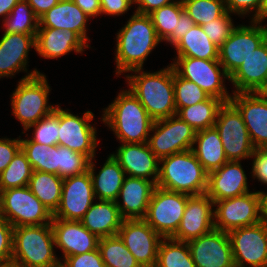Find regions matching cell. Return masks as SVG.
<instances>
[{"label":"cell","mask_w":267,"mask_h":267,"mask_svg":"<svg viewBox=\"0 0 267 267\" xmlns=\"http://www.w3.org/2000/svg\"><path fill=\"white\" fill-rule=\"evenodd\" d=\"M262 21L236 26L229 38L219 47L218 61L230 77L244 60L267 39V27Z\"/></svg>","instance_id":"8fae6325"},{"label":"cell","mask_w":267,"mask_h":267,"mask_svg":"<svg viewBox=\"0 0 267 267\" xmlns=\"http://www.w3.org/2000/svg\"><path fill=\"white\" fill-rule=\"evenodd\" d=\"M83 114L79 117L68 110H63L58 105V145L65 146L94 160L98 146L96 127L90 124L94 114L91 111Z\"/></svg>","instance_id":"4fadbf2b"},{"label":"cell","mask_w":267,"mask_h":267,"mask_svg":"<svg viewBox=\"0 0 267 267\" xmlns=\"http://www.w3.org/2000/svg\"><path fill=\"white\" fill-rule=\"evenodd\" d=\"M118 235L141 267H155L163 237L144 219L123 220Z\"/></svg>","instance_id":"2e32d148"},{"label":"cell","mask_w":267,"mask_h":267,"mask_svg":"<svg viewBox=\"0 0 267 267\" xmlns=\"http://www.w3.org/2000/svg\"><path fill=\"white\" fill-rule=\"evenodd\" d=\"M184 11L181 0L162 6L150 14L157 36L173 46V31H177L179 16Z\"/></svg>","instance_id":"74e56055"},{"label":"cell","mask_w":267,"mask_h":267,"mask_svg":"<svg viewBox=\"0 0 267 267\" xmlns=\"http://www.w3.org/2000/svg\"><path fill=\"white\" fill-rule=\"evenodd\" d=\"M116 151V154L111 155L118 161L126 176L143 178L156 184L159 159L150 150L148 143H122Z\"/></svg>","instance_id":"603a6c76"},{"label":"cell","mask_w":267,"mask_h":267,"mask_svg":"<svg viewBox=\"0 0 267 267\" xmlns=\"http://www.w3.org/2000/svg\"><path fill=\"white\" fill-rule=\"evenodd\" d=\"M98 249L105 267H141L118 234L100 238Z\"/></svg>","instance_id":"e575fe53"},{"label":"cell","mask_w":267,"mask_h":267,"mask_svg":"<svg viewBox=\"0 0 267 267\" xmlns=\"http://www.w3.org/2000/svg\"><path fill=\"white\" fill-rule=\"evenodd\" d=\"M187 244L195 267H235L228 232L213 229Z\"/></svg>","instance_id":"d6986e66"},{"label":"cell","mask_w":267,"mask_h":267,"mask_svg":"<svg viewBox=\"0 0 267 267\" xmlns=\"http://www.w3.org/2000/svg\"><path fill=\"white\" fill-rule=\"evenodd\" d=\"M0 214L13 227L51 224L53 218L28 186L1 191Z\"/></svg>","instance_id":"52a82bcc"},{"label":"cell","mask_w":267,"mask_h":267,"mask_svg":"<svg viewBox=\"0 0 267 267\" xmlns=\"http://www.w3.org/2000/svg\"><path fill=\"white\" fill-rule=\"evenodd\" d=\"M0 267H13L12 265H0Z\"/></svg>","instance_id":"94428289"},{"label":"cell","mask_w":267,"mask_h":267,"mask_svg":"<svg viewBox=\"0 0 267 267\" xmlns=\"http://www.w3.org/2000/svg\"><path fill=\"white\" fill-rule=\"evenodd\" d=\"M261 196V220L267 226V192L259 191Z\"/></svg>","instance_id":"680465c9"},{"label":"cell","mask_w":267,"mask_h":267,"mask_svg":"<svg viewBox=\"0 0 267 267\" xmlns=\"http://www.w3.org/2000/svg\"><path fill=\"white\" fill-rule=\"evenodd\" d=\"M55 245L63 258L98 249L99 238L83 226L81 221L52 218Z\"/></svg>","instance_id":"7402d4cb"},{"label":"cell","mask_w":267,"mask_h":267,"mask_svg":"<svg viewBox=\"0 0 267 267\" xmlns=\"http://www.w3.org/2000/svg\"><path fill=\"white\" fill-rule=\"evenodd\" d=\"M264 19H267V0H264Z\"/></svg>","instance_id":"91938a15"},{"label":"cell","mask_w":267,"mask_h":267,"mask_svg":"<svg viewBox=\"0 0 267 267\" xmlns=\"http://www.w3.org/2000/svg\"><path fill=\"white\" fill-rule=\"evenodd\" d=\"M214 206L217 207L214 209V227L216 230L229 232L262 221L259 191L215 201Z\"/></svg>","instance_id":"7c38bea8"},{"label":"cell","mask_w":267,"mask_h":267,"mask_svg":"<svg viewBox=\"0 0 267 267\" xmlns=\"http://www.w3.org/2000/svg\"><path fill=\"white\" fill-rule=\"evenodd\" d=\"M33 169L20 149L9 165L0 173V192L10 188L28 186Z\"/></svg>","instance_id":"ab89813d"},{"label":"cell","mask_w":267,"mask_h":267,"mask_svg":"<svg viewBox=\"0 0 267 267\" xmlns=\"http://www.w3.org/2000/svg\"><path fill=\"white\" fill-rule=\"evenodd\" d=\"M249 192L247 176L240 161H228L208 173L206 194L215 202Z\"/></svg>","instance_id":"d4e9b609"},{"label":"cell","mask_w":267,"mask_h":267,"mask_svg":"<svg viewBox=\"0 0 267 267\" xmlns=\"http://www.w3.org/2000/svg\"><path fill=\"white\" fill-rule=\"evenodd\" d=\"M212 207L215 208L214 201L206 193L191 195L187 199L179 228L171 238L188 242L215 229Z\"/></svg>","instance_id":"ffe728a7"},{"label":"cell","mask_w":267,"mask_h":267,"mask_svg":"<svg viewBox=\"0 0 267 267\" xmlns=\"http://www.w3.org/2000/svg\"><path fill=\"white\" fill-rule=\"evenodd\" d=\"M116 75L142 69L144 61L161 42L147 14H134L116 36Z\"/></svg>","instance_id":"7a4b0ae2"},{"label":"cell","mask_w":267,"mask_h":267,"mask_svg":"<svg viewBox=\"0 0 267 267\" xmlns=\"http://www.w3.org/2000/svg\"><path fill=\"white\" fill-rule=\"evenodd\" d=\"M174 94L176 108H184L207 100L210 96L197 84L180 77L174 71Z\"/></svg>","instance_id":"7bdbcfd3"},{"label":"cell","mask_w":267,"mask_h":267,"mask_svg":"<svg viewBox=\"0 0 267 267\" xmlns=\"http://www.w3.org/2000/svg\"><path fill=\"white\" fill-rule=\"evenodd\" d=\"M228 235L235 267H267V226L262 221L233 229Z\"/></svg>","instance_id":"9a60e30c"},{"label":"cell","mask_w":267,"mask_h":267,"mask_svg":"<svg viewBox=\"0 0 267 267\" xmlns=\"http://www.w3.org/2000/svg\"><path fill=\"white\" fill-rule=\"evenodd\" d=\"M101 14L119 16L130 10L134 0H100Z\"/></svg>","instance_id":"816d5d0a"},{"label":"cell","mask_w":267,"mask_h":267,"mask_svg":"<svg viewBox=\"0 0 267 267\" xmlns=\"http://www.w3.org/2000/svg\"><path fill=\"white\" fill-rule=\"evenodd\" d=\"M11 95L12 114L23 125V131L37 123L42 118L52 114L56 106L49 105L50 86L46 75L40 73L27 78H21Z\"/></svg>","instance_id":"8992f818"},{"label":"cell","mask_w":267,"mask_h":267,"mask_svg":"<svg viewBox=\"0 0 267 267\" xmlns=\"http://www.w3.org/2000/svg\"><path fill=\"white\" fill-rule=\"evenodd\" d=\"M159 165L157 187L188 195L206 193L208 173L192 149L163 157Z\"/></svg>","instance_id":"5b68a950"},{"label":"cell","mask_w":267,"mask_h":267,"mask_svg":"<svg viewBox=\"0 0 267 267\" xmlns=\"http://www.w3.org/2000/svg\"><path fill=\"white\" fill-rule=\"evenodd\" d=\"M184 11L201 26L221 17L227 10L225 0H181Z\"/></svg>","instance_id":"60d3db41"},{"label":"cell","mask_w":267,"mask_h":267,"mask_svg":"<svg viewBox=\"0 0 267 267\" xmlns=\"http://www.w3.org/2000/svg\"><path fill=\"white\" fill-rule=\"evenodd\" d=\"M21 149L31 164L33 171L58 175L57 145L47 146L28 139H20Z\"/></svg>","instance_id":"8d00e7d4"},{"label":"cell","mask_w":267,"mask_h":267,"mask_svg":"<svg viewBox=\"0 0 267 267\" xmlns=\"http://www.w3.org/2000/svg\"><path fill=\"white\" fill-rule=\"evenodd\" d=\"M19 1L20 0H0V16L5 19Z\"/></svg>","instance_id":"6f0895ef"},{"label":"cell","mask_w":267,"mask_h":267,"mask_svg":"<svg viewBox=\"0 0 267 267\" xmlns=\"http://www.w3.org/2000/svg\"><path fill=\"white\" fill-rule=\"evenodd\" d=\"M171 65L180 77L194 82L209 96L224 103L230 102L232 96L223 84L225 79L229 80V76L218 60L175 57Z\"/></svg>","instance_id":"ba28073f"},{"label":"cell","mask_w":267,"mask_h":267,"mask_svg":"<svg viewBox=\"0 0 267 267\" xmlns=\"http://www.w3.org/2000/svg\"><path fill=\"white\" fill-rule=\"evenodd\" d=\"M195 25L193 19L183 11L179 16V22L177 25V31H173V46L189 32V30Z\"/></svg>","instance_id":"f5cc1de1"},{"label":"cell","mask_w":267,"mask_h":267,"mask_svg":"<svg viewBox=\"0 0 267 267\" xmlns=\"http://www.w3.org/2000/svg\"><path fill=\"white\" fill-rule=\"evenodd\" d=\"M90 47L77 33L49 27H38L35 51L39 56L55 59L74 51L81 53Z\"/></svg>","instance_id":"4316f807"},{"label":"cell","mask_w":267,"mask_h":267,"mask_svg":"<svg viewBox=\"0 0 267 267\" xmlns=\"http://www.w3.org/2000/svg\"><path fill=\"white\" fill-rule=\"evenodd\" d=\"M172 2L174 0H134V4L138 6L135 12L148 15L152 11Z\"/></svg>","instance_id":"db71d44e"},{"label":"cell","mask_w":267,"mask_h":267,"mask_svg":"<svg viewBox=\"0 0 267 267\" xmlns=\"http://www.w3.org/2000/svg\"><path fill=\"white\" fill-rule=\"evenodd\" d=\"M177 57H193L205 60H218L219 47L214 44L202 27L195 24L189 32L173 46Z\"/></svg>","instance_id":"1f68e13d"},{"label":"cell","mask_w":267,"mask_h":267,"mask_svg":"<svg viewBox=\"0 0 267 267\" xmlns=\"http://www.w3.org/2000/svg\"><path fill=\"white\" fill-rule=\"evenodd\" d=\"M148 145L158 159L192 149L195 130L178 116L154 121Z\"/></svg>","instance_id":"5bb4252c"},{"label":"cell","mask_w":267,"mask_h":267,"mask_svg":"<svg viewBox=\"0 0 267 267\" xmlns=\"http://www.w3.org/2000/svg\"><path fill=\"white\" fill-rule=\"evenodd\" d=\"M73 2L90 18L101 15L100 0H73Z\"/></svg>","instance_id":"11a10c76"},{"label":"cell","mask_w":267,"mask_h":267,"mask_svg":"<svg viewBox=\"0 0 267 267\" xmlns=\"http://www.w3.org/2000/svg\"><path fill=\"white\" fill-rule=\"evenodd\" d=\"M155 187L156 184L153 181L138 177H125L115 202L122 218L124 220L144 219Z\"/></svg>","instance_id":"484cf974"},{"label":"cell","mask_w":267,"mask_h":267,"mask_svg":"<svg viewBox=\"0 0 267 267\" xmlns=\"http://www.w3.org/2000/svg\"><path fill=\"white\" fill-rule=\"evenodd\" d=\"M102 121L121 143H147L154 120L129 90L120 91L104 109Z\"/></svg>","instance_id":"3957f363"},{"label":"cell","mask_w":267,"mask_h":267,"mask_svg":"<svg viewBox=\"0 0 267 267\" xmlns=\"http://www.w3.org/2000/svg\"><path fill=\"white\" fill-rule=\"evenodd\" d=\"M90 158L71 149L57 145L58 176L67 178L77 176L88 171Z\"/></svg>","instance_id":"b9f144b4"},{"label":"cell","mask_w":267,"mask_h":267,"mask_svg":"<svg viewBox=\"0 0 267 267\" xmlns=\"http://www.w3.org/2000/svg\"><path fill=\"white\" fill-rule=\"evenodd\" d=\"M252 177L267 185V148L255 149L252 153Z\"/></svg>","instance_id":"f907efd6"},{"label":"cell","mask_w":267,"mask_h":267,"mask_svg":"<svg viewBox=\"0 0 267 267\" xmlns=\"http://www.w3.org/2000/svg\"><path fill=\"white\" fill-rule=\"evenodd\" d=\"M20 137L17 139L0 138V173L4 171L21 149Z\"/></svg>","instance_id":"681fc988"},{"label":"cell","mask_w":267,"mask_h":267,"mask_svg":"<svg viewBox=\"0 0 267 267\" xmlns=\"http://www.w3.org/2000/svg\"><path fill=\"white\" fill-rule=\"evenodd\" d=\"M231 14L226 11L221 17L201 25L209 39L220 47L230 36L235 28Z\"/></svg>","instance_id":"f6af8a7d"},{"label":"cell","mask_w":267,"mask_h":267,"mask_svg":"<svg viewBox=\"0 0 267 267\" xmlns=\"http://www.w3.org/2000/svg\"><path fill=\"white\" fill-rule=\"evenodd\" d=\"M14 227L0 214V265H11Z\"/></svg>","instance_id":"7dc6e473"},{"label":"cell","mask_w":267,"mask_h":267,"mask_svg":"<svg viewBox=\"0 0 267 267\" xmlns=\"http://www.w3.org/2000/svg\"><path fill=\"white\" fill-rule=\"evenodd\" d=\"M96 199L89 171L63 179L61 201L53 218L80 221Z\"/></svg>","instance_id":"e0dca14e"},{"label":"cell","mask_w":267,"mask_h":267,"mask_svg":"<svg viewBox=\"0 0 267 267\" xmlns=\"http://www.w3.org/2000/svg\"><path fill=\"white\" fill-rule=\"evenodd\" d=\"M155 267H195L187 242L163 238Z\"/></svg>","instance_id":"d590c367"},{"label":"cell","mask_w":267,"mask_h":267,"mask_svg":"<svg viewBox=\"0 0 267 267\" xmlns=\"http://www.w3.org/2000/svg\"><path fill=\"white\" fill-rule=\"evenodd\" d=\"M194 146L192 151L207 173L219 169L228 162L219 132L215 126L197 131Z\"/></svg>","instance_id":"4dcf8cb0"},{"label":"cell","mask_w":267,"mask_h":267,"mask_svg":"<svg viewBox=\"0 0 267 267\" xmlns=\"http://www.w3.org/2000/svg\"><path fill=\"white\" fill-rule=\"evenodd\" d=\"M134 69L125 75L128 90L132 92L154 120L176 115L174 94V68L168 65L157 72H145ZM134 74V75H132Z\"/></svg>","instance_id":"6da1fadb"},{"label":"cell","mask_w":267,"mask_h":267,"mask_svg":"<svg viewBox=\"0 0 267 267\" xmlns=\"http://www.w3.org/2000/svg\"><path fill=\"white\" fill-rule=\"evenodd\" d=\"M94 166L95 163L91 159L88 171L92 179L95 198L116 202L124 178L126 177L125 171L111 154L98 174L95 173Z\"/></svg>","instance_id":"f546056e"},{"label":"cell","mask_w":267,"mask_h":267,"mask_svg":"<svg viewBox=\"0 0 267 267\" xmlns=\"http://www.w3.org/2000/svg\"><path fill=\"white\" fill-rule=\"evenodd\" d=\"M34 14L40 18L49 9L54 7L60 0H27Z\"/></svg>","instance_id":"9f6ffc18"},{"label":"cell","mask_w":267,"mask_h":267,"mask_svg":"<svg viewBox=\"0 0 267 267\" xmlns=\"http://www.w3.org/2000/svg\"><path fill=\"white\" fill-rule=\"evenodd\" d=\"M63 178L57 174L33 171L28 187L41 203L54 214L61 201Z\"/></svg>","instance_id":"d6a6232c"},{"label":"cell","mask_w":267,"mask_h":267,"mask_svg":"<svg viewBox=\"0 0 267 267\" xmlns=\"http://www.w3.org/2000/svg\"><path fill=\"white\" fill-rule=\"evenodd\" d=\"M225 6L230 14L245 16L253 11L252 20H264V0H225Z\"/></svg>","instance_id":"bcb514c9"},{"label":"cell","mask_w":267,"mask_h":267,"mask_svg":"<svg viewBox=\"0 0 267 267\" xmlns=\"http://www.w3.org/2000/svg\"><path fill=\"white\" fill-rule=\"evenodd\" d=\"M31 127L34 128L33 136L30 138L31 141L50 147L58 145V105L52 114L29 126L25 132L30 130Z\"/></svg>","instance_id":"ee69618b"},{"label":"cell","mask_w":267,"mask_h":267,"mask_svg":"<svg viewBox=\"0 0 267 267\" xmlns=\"http://www.w3.org/2000/svg\"><path fill=\"white\" fill-rule=\"evenodd\" d=\"M214 126L219 132L228 161L251 158L255 148L241 113L231 102L220 107Z\"/></svg>","instance_id":"30bf717a"},{"label":"cell","mask_w":267,"mask_h":267,"mask_svg":"<svg viewBox=\"0 0 267 267\" xmlns=\"http://www.w3.org/2000/svg\"><path fill=\"white\" fill-rule=\"evenodd\" d=\"M88 21L89 16L73 0H60L39 18V27L74 31L88 44Z\"/></svg>","instance_id":"83f0119b"},{"label":"cell","mask_w":267,"mask_h":267,"mask_svg":"<svg viewBox=\"0 0 267 267\" xmlns=\"http://www.w3.org/2000/svg\"><path fill=\"white\" fill-rule=\"evenodd\" d=\"M233 93L267 90V39L247 57L229 77Z\"/></svg>","instance_id":"cb8c5ba5"},{"label":"cell","mask_w":267,"mask_h":267,"mask_svg":"<svg viewBox=\"0 0 267 267\" xmlns=\"http://www.w3.org/2000/svg\"><path fill=\"white\" fill-rule=\"evenodd\" d=\"M60 267H105L99 249L65 257Z\"/></svg>","instance_id":"c3c4849f"},{"label":"cell","mask_w":267,"mask_h":267,"mask_svg":"<svg viewBox=\"0 0 267 267\" xmlns=\"http://www.w3.org/2000/svg\"><path fill=\"white\" fill-rule=\"evenodd\" d=\"M2 22L6 33L36 35L39 27V18L27 0H20Z\"/></svg>","instance_id":"f35d334b"},{"label":"cell","mask_w":267,"mask_h":267,"mask_svg":"<svg viewBox=\"0 0 267 267\" xmlns=\"http://www.w3.org/2000/svg\"><path fill=\"white\" fill-rule=\"evenodd\" d=\"M51 224L19 226L13 229V267H60L55 255Z\"/></svg>","instance_id":"277c9868"},{"label":"cell","mask_w":267,"mask_h":267,"mask_svg":"<svg viewBox=\"0 0 267 267\" xmlns=\"http://www.w3.org/2000/svg\"><path fill=\"white\" fill-rule=\"evenodd\" d=\"M35 38L36 35L4 32L0 39V78L21 71L27 73V78L41 73L37 69L27 72L28 53L31 47L35 49Z\"/></svg>","instance_id":"44dd1931"},{"label":"cell","mask_w":267,"mask_h":267,"mask_svg":"<svg viewBox=\"0 0 267 267\" xmlns=\"http://www.w3.org/2000/svg\"><path fill=\"white\" fill-rule=\"evenodd\" d=\"M224 102L216 97H209L207 100L195 105L176 108L181 120L190 125L195 132L214 127L217 113Z\"/></svg>","instance_id":"836d02e7"},{"label":"cell","mask_w":267,"mask_h":267,"mask_svg":"<svg viewBox=\"0 0 267 267\" xmlns=\"http://www.w3.org/2000/svg\"><path fill=\"white\" fill-rule=\"evenodd\" d=\"M123 220L114 201L99 200L91 205L80 221L100 239L117 235Z\"/></svg>","instance_id":"f1b7e54d"},{"label":"cell","mask_w":267,"mask_h":267,"mask_svg":"<svg viewBox=\"0 0 267 267\" xmlns=\"http://www.w3.org/2000/svg\"><path fill=\"white\" fill-rule=\"evenodd\" d=\"M230 102L241 113L254 148H267V93H233Z\"/></svg>","instance_id":"ac0fdd59"},{"label":"cell","mask_w":267,"mask_h":267,"mask_svg":"<svg viewBox=\"0 0 267 267\" xmlns=\"http://www.w3.org/2000/svg\"><path fill=\"white\" fill-rule=\"evenodd\" d=\"M190 196L156 186L144 220L163 238H171L179 228Z\"/></svg>","instance_id":"9c48e42d"}]
</instances>
